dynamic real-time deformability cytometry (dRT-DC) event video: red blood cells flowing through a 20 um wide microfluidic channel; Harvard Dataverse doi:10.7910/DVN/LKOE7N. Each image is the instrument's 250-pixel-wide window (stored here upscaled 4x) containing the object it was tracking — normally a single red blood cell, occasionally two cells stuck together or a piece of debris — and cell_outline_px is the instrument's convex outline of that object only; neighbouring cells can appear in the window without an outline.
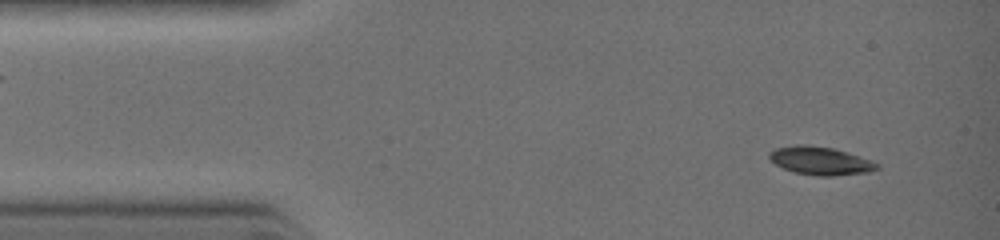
{"species": "common noctule bat (a hibernating species)", "species_latin": "Nyctalus noctula", "temperature_condition": "warm", "stored_images_in_passage": 7, "camera_frame_rate_fps": 3000, "um_per_image_px": 0.085, "animal": {"sex": "female", "body_mass_g": 19.0, "forearm_length_mm": 51.5}, "frame": {"image": 1, "passage_image": 1, "time_ms": 0.0, "image_size_px": [1000, 240], "cell_outline_px": [[880, 168], [868, 172], [832, 176], [816, 176], [792, 172], [776, 164], [768, 156], [768, 152], [776, 148], [796, 144], [808, 144], [832, 148], [848, 152], [872, 160], [880, 164]], "centroid_in_image_um": [69.75, 13.66], "position_along_channel_um": 15.3, "area_um2": 17.86}}
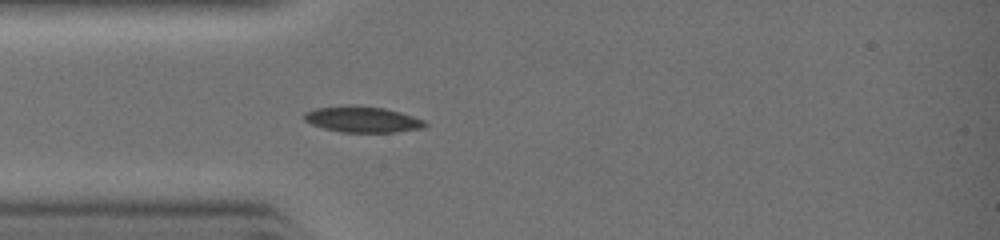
{"frame": {"image": 2, "passage_image": 4, "time_ms": 2.0, "image_size_px": [1000, 240], "cell_outline_px": [[428, 124], [424, 128], [396, 132], [340, 132], [324, 128], [312, 124], [304, 120], [304, 112], [316, 108], [352, 104], [384, 108], [400, 112], [424, 120]], "centroid_in_image_um": [30.81, 10.14], "position_along_channel_um": 54.2, "area_um2": 18.38}}
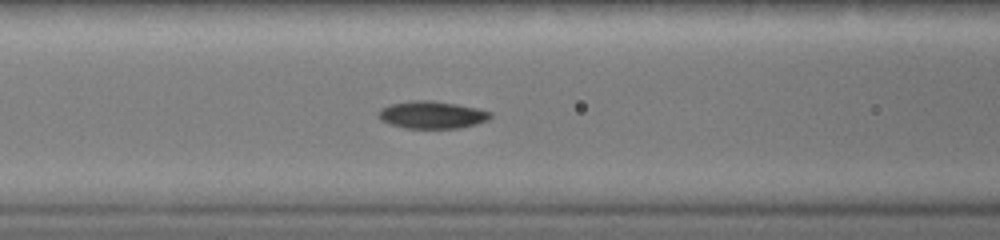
{"frame": {"image": 3, "passage_image": 7, "time_ms": 3.333, "image_size_px": [1000, 240], "cell_outline_px": [[492, 116], [488, 120], [476, 124], [460, 128], [404, 128], [388, 124], [380, 120], [376, 116], [376, 112], [380, 108], [388, 104], [408, 100], [432, 100], [456, 104], [476, 108], [492, 112]], "centroid_in_image_um": [36.64, 9.75], "position_along_channel_um": 130.0, "area_um2": 18.26}}